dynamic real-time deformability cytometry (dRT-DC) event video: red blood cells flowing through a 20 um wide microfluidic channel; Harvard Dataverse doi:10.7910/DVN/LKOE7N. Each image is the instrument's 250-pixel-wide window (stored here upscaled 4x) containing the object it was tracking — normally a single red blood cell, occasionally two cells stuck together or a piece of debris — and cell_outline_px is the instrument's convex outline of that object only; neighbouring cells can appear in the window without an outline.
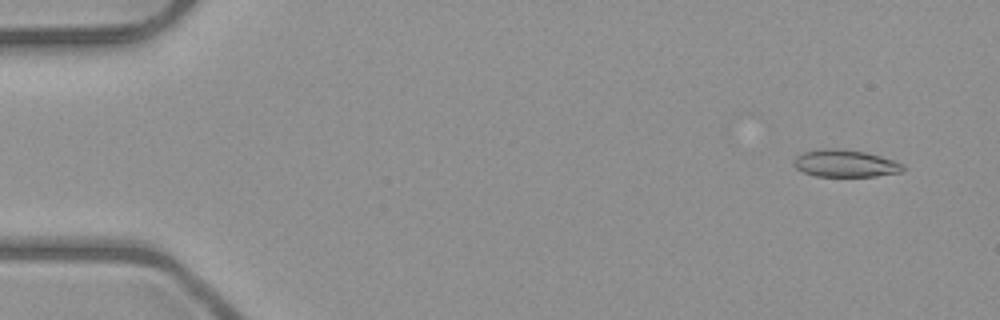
{"species": "common noctule bat (a hibernating species)", "species_latin": "Nyctalus noctula", "temperature_condition": "room temperature", "stored_images_in_passage": 4, "camera_frame_rate_fps": 3000, "um_per_image_px": 0.085, "animal": {"sex": "male", "body_mass_g": 23.1, "forearm_length_mm": 52.7}, "frame": {"image": 1, "passage_image": 1, "time_ms": 0.0, "image_size_px": [1000, 320], "cell_outline_px": [[908, 168], [900, 172], [876, 176], [816, 176], [804, 172], [796, 168], [792, 164], [792, 160], [796, 156], [804, 152], [824, 148], [836, 148], [864, 152], [880, 156], [904, 164]], "centroid_in_image_um": [71.84, 13.89], "position_along_channel_um": 13.2, "area_um2": 17.34}}
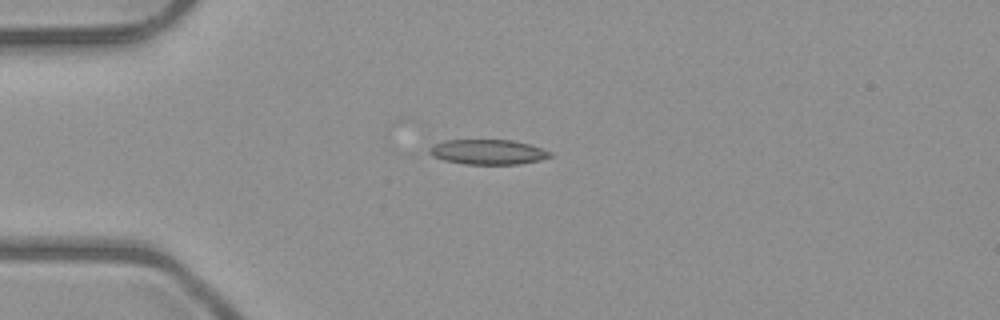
{"frame": {"image": 2, "passage_image": 4, "time_ms": 3.333, "image_size_px": [1000, 320], "cell_outline_px": [[552, 156], [540, 160], [520, 164], [464, 164], [444, 160], [432, 156], [428, 152], [428, 148], [432, 144], [444, 140], [512, 140], [528, 144], [552, 152]], "centroid_in_image_um": [41.43, 12.92], "position_along_channel_um": 43.6, "area_um2": 17.63}}